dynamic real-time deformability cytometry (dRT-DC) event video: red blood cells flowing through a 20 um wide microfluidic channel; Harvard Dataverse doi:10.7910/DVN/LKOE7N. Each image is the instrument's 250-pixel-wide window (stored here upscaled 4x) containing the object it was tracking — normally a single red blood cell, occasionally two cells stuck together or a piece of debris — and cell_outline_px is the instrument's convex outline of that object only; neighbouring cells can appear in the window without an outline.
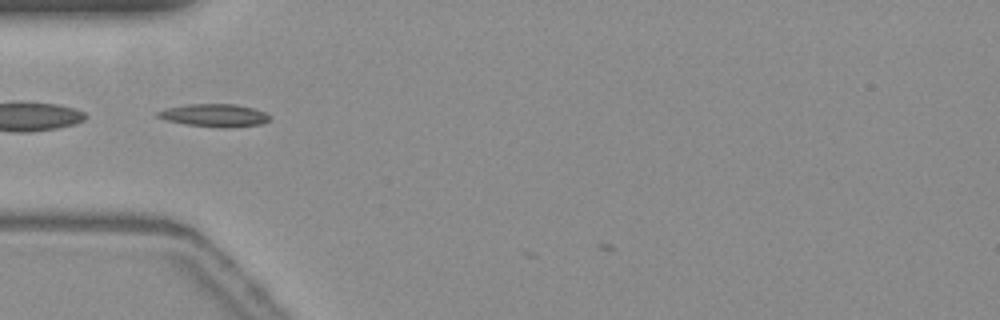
{"species": "common noctule bat (a hibernating species)", "species_latin": "Nyctalus noctula", "temperature_condition": "warm", "stored_images_in_passage": 4, "camera_frame_rate_fps": 3000, "um_per_image_px": 0.085, "animal": {"sex": "female", "body_mass_g": 19.3, "forearm_length_mm": 54.1}, "frame": {"image": 1, "passage_image": 1, "time_ms": 0.0, "image_size_px": [1000, 320], "cell_outline_px": [[268, 120], [260, 124], [228, 128], [220, 128], [184, 124], [168, 120], [156, 116], [156, 112], [164, 108], [188, 104], [236, 104], [252, 108], [264, 112], [268, 116]], "centroid_in_image_um": [18.17, 9.8], "position_along_channel_um": 66.8, "area_um2": 14.8}}